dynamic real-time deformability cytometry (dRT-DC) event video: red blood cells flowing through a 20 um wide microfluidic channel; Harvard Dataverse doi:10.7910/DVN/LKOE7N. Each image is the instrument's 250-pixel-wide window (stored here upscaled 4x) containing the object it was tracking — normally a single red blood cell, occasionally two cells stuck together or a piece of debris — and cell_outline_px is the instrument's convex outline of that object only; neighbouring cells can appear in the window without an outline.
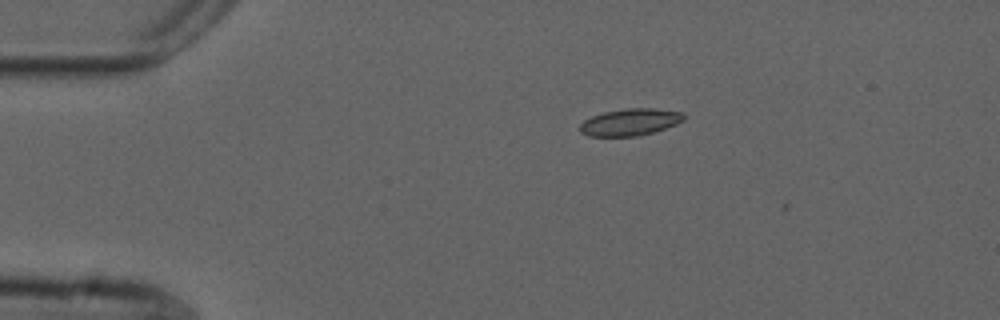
{"species": "common noctule bat (a hibernating species)", "species_latin": "Nyctalus noctula", "temperature_condition": "cold", "stored_images_in_passage": 3, "camera_frame_rate_fps": 3000, "um_per_image_px": 0.085, "animal": {"sex": "male", "forearm_length_mm": 52.5}, "frame": {"image": 1, "passage_image": 1, "time_ms": 0.0, "image_size_px": [1000, 320], "cell_outline_px": [[684, 120], [676, 124], [640, 136], [588, 136], [580, 132], [580, 124], [584, 120], [592, 116], [604, 112], [628, 108], [656, 108], [680, 112], [684, 116]], "centroid_in_image_um": [53.54, 10.38], "position_along_channel_um": 31.5, "area_um2": 16.18}}